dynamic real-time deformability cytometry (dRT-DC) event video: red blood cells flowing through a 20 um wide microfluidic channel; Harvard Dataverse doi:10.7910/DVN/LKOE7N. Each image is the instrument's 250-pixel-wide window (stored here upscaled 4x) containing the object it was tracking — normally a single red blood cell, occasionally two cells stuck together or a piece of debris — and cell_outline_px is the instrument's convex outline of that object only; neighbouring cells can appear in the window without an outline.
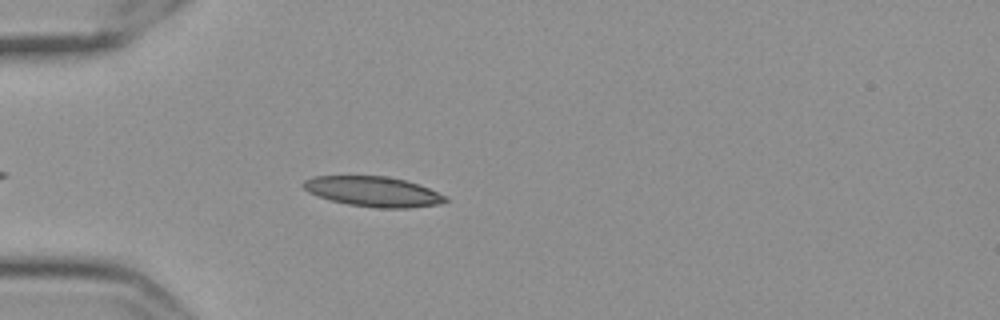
{"species": "Egyptian fruit bat (a non-hibernating species)", "species_latin": "Rousettus aegyptiacus", "temperature_condition": "cold", "stored_images_in_passage": 44, "camera_frame_rate_fps": 3000, "um_per_image_px": 0.085, "frame": {"image": 1, "passage_image": 7, "time_ms": 2.0, "image_size_px": [1000, 320], "cell_outline_px": [[448, 200], [436, 204], [408, 208], [380, 208], [348, 204], [332, 200], [308, 192], [300, 184], [304, 180], [312, 176], [388, 176], [420, 184], [448, 196]], "centroid_in_image_um": [31.73, 16.27], "position_along_channel_um": 53.3, "area_um2": 24.85}}
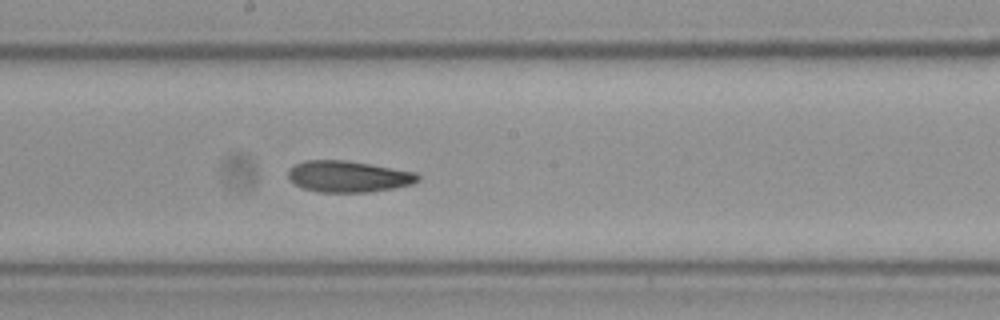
{"frame": {"image": 2, "passage_image": 22, "time_ms": 7.0, "image_size_px": [1000, 320], "cell_outline_px": [[420, 180], [412, 184], [392, 188], [368, 192], [316, 192], [304, 188], [296, 184], [288, 176], [288, 172], [296, 164], [304, 160], [344, 160], [416, 172], [420, 176]], "centroid_in_image_um": [29.63, 15.0], "position_along_channel_um": 218.6, "area_um2": 23.41}}
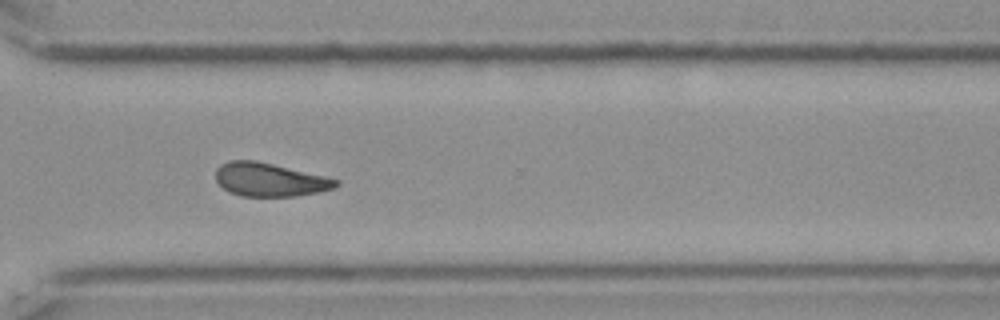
{"frame": {"image": 3, "passage_image": 33, "time_ms": 10.667, "image_size_px": [1000, 320], "cell_outline_px": [[340, 184], [332, 188], [320, 192], [296, 196], [240, 196], [228, 192], [216, 180], [216, 168], [220, 164], [228, 160], [256, 160], [324, 176], [340, 180]], "centroid_in_image_um": [22.9, 15.27], "position_along_channel_um": 347.7, "area_um2": 23.47}, "authors_computed_cell_mechanics": {"area_um2": 23.7847, "velocity_mm_per_s": 3.5236, "shape_relaxation_time_tau1_ms": null, "shape_relaxation_time_tau2_ms": 7.0552, "deformation_change_tau1": null, "deformation_change_tau2": 0.1515}}